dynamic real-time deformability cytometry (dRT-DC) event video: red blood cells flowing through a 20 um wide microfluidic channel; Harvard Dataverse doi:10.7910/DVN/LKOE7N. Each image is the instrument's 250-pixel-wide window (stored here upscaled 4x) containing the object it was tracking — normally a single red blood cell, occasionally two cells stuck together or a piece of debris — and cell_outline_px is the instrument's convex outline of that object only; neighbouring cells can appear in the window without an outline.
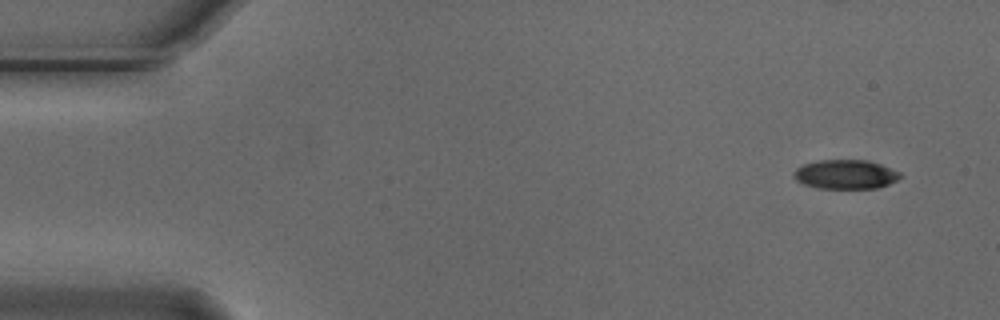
{"species": "Egyptian fruit bat (a non-hibernating species)", "species_latin": "Rousettus aegyptiacus", "temperature_condition": "cold", "stored_images_in_passage": 4, "camera_frame_rate_fps": 3000, "um_per_image_px": 0.085, "animal": {"sex": "male"}, "frame": {"image": 1, "passage_image": 1, "time_ms": 0.0, "image_size_px": [1000, 320], "cell_outline_px": [[904, 176], [888, 184], [876, 188], [820, 188], [804, 184], [796, 180], [792, 176], [792, 172], [796, 168], [804, 164], [820, 160], [868, 160], [880, 164], [900, 172]], "centroid_in_image_um": [71.86, 14.81], "position_along_channel_um": 13.1, "area_um2": 18.09}}